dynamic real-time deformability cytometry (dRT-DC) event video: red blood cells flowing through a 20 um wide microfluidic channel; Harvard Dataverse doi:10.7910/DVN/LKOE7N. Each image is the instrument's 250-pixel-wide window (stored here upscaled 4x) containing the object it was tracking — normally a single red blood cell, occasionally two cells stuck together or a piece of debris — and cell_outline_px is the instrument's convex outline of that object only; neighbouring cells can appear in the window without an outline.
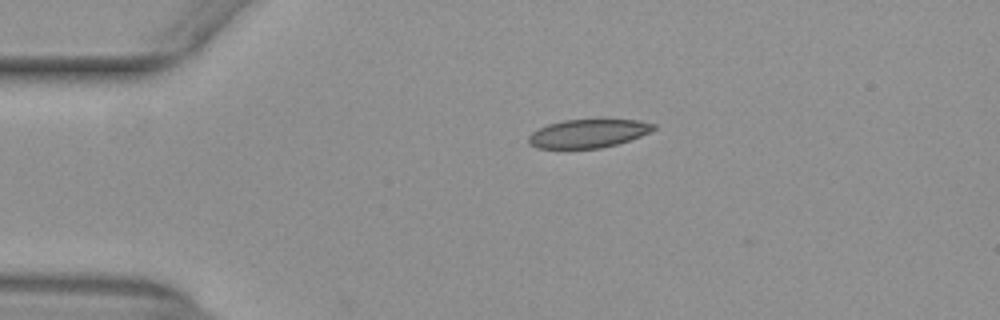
{"species": "common noctule bat (a hibernating species)", "species_latin": "Nyctalus noctula", "temperature_condition": "warm", "stored_images_in_passage": 42, "camera_frame_rate_fps": 3000, "um_per_image_px": 0.085, "animal": {"sex": "female", "body_mass_g": 29.2, "forearm_length_mm": 56.3}, "frame": {"image": 1, "passage_image": 1, "time_ms": 0.0, "image_size_px": [1000, 320], "cell_outline_px": [[656, 128], [652, 132], [616, 144], [600, 148], [536, 148], [528, 144], [528, 136], [532, 132], [548, 124], [564, 120], [640, 120], [656, 124]], "centroid_in_image_um": [50.0, 11.34], "position_along_channel_um": 35.0, "area_um2": 20.63}}
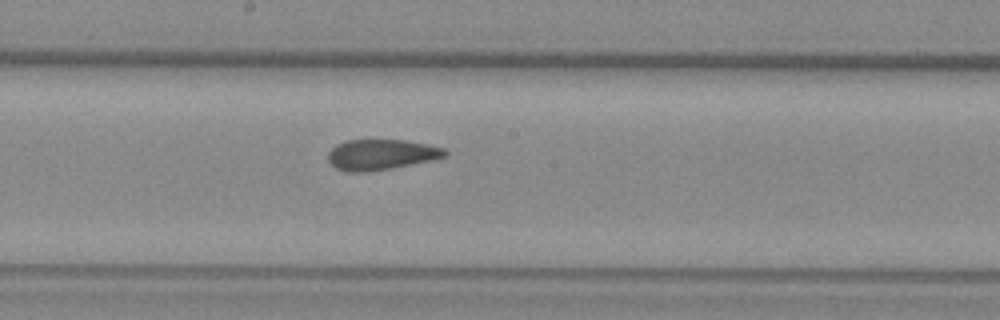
{"frame": {"image": 2, "passage_image": 18, "time_ms": 5.667, "image_size_px": [1000, 320], "cell_outline_px": [[448, 156], [432, 160], [392, 168], [368, 172], [348, 172], [336, 168], [328, 160], [328, 152], [336, 144], [348, 140], [404, 140], [428, 144], [444, 148], [448, 152]], "centroid_in_image_um": [32.41, 13.14], "position_along_channel_um": 215.8, "area_um2": 20.87}}
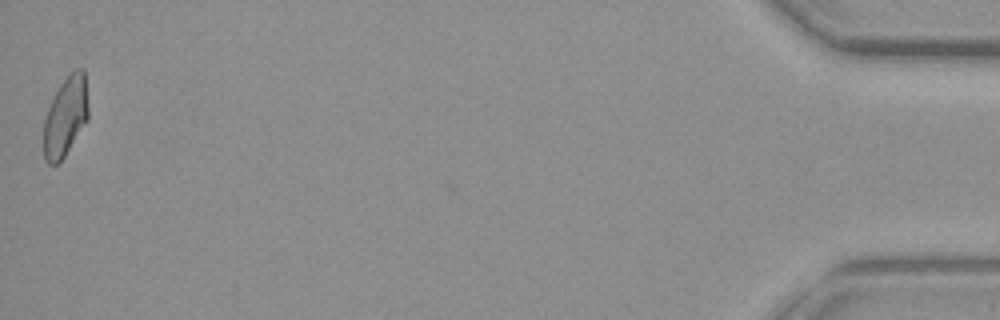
{"frame": {"image": 3, "passage_image": 42, "time_ms": 13.667, "image_size_px": [1000, 320], "cell_outline_px": [[88, 120], [64, 156], [56, 164], [48, 164], [44, 160], [44, 120], [48, 108], [60, 84], [76, 68], [84, 68], [88, 108]], "centroid_in_image_um": [5.57, 9.91], "position_along_channel_um": 429.6, "area_um2": 20.46}, "authors_computed_cell_mechanics": {"area_um2": 21.097, "velocity_mm_per_s": 3.9395, "shape_relaxation_time_tau1_ms": null, "shape_relaxation_time_tau2_ms": 2.0977, "deformation_change_tau1": null, "deformation_change_tau2": 0.0661}}